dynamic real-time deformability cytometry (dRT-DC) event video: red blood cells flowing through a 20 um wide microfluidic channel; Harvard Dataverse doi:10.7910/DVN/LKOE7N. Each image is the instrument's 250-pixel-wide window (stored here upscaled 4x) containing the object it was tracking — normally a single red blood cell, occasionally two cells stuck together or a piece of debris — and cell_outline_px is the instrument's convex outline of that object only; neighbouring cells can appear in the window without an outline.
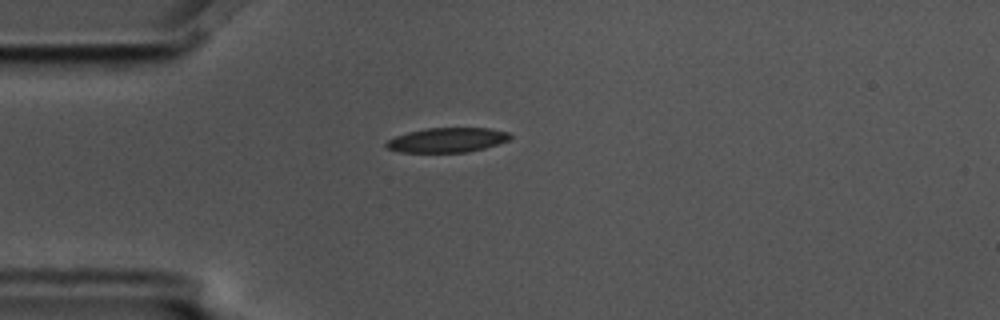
{"species": "common noctule bat (a hibernating species)", "species_latin": "Nyctalus noctula", "temperature_condition": "cold", "stored_images_in_passage": 1, "camera_frame_rate_fps": 3000, "um_per_image_px": 0.085, "animal": {"sex": "male", "body_mass_g": 17.5, "forearm_length_mm": 52.3}, "frame": {"image": 1, "passage_image": 1, "time_ms": 0.0, "image_size_px": [1000, 320], "cell_outline_px": [[512, 136], [508, 140], [484, 148], [468, 152], [400, 152], [388, 148], [384, 144], [388, 140], [396, 136], [408, 132], [424, 128], [488, 128], [508, 132]], "centroid_in_image_um": [38.0, 11.9], "position_along_channel_um": 47.0, "area_um2": 17.63}}